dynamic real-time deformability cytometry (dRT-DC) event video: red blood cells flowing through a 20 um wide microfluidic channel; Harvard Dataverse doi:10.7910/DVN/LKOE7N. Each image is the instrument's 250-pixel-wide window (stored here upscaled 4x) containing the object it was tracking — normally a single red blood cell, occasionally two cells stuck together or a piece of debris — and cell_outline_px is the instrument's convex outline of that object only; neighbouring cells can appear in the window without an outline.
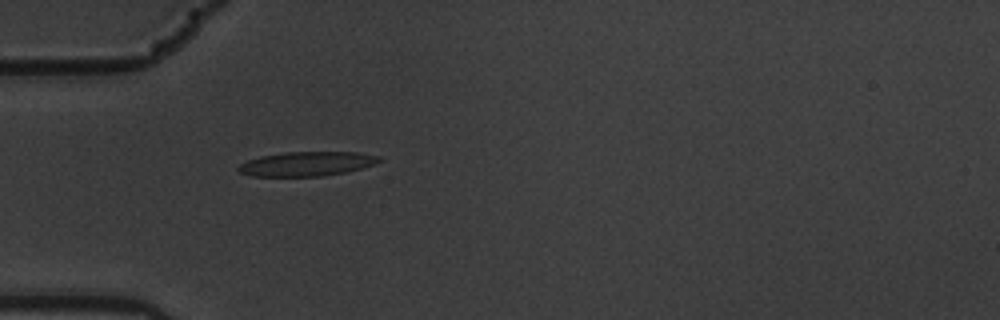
{"species": "common noctule bat (a hibernating species)", "species_latin": "Nyctalus noctula", "temperature_condition": "warm", "stored_images_in_passage": 1, "camera_frame_rate_fps": 3000, "um_per_image_px": 0.085, "animal": {"sex": "male", "body_mass_g": 19.5, "forearm_length_mm": 54.6}, "frame": {"image": 1, "passage_image": 1, "time_ms": 0.0, "image_size_px": [1000, 320], "cell_outline_px": [[380, 160], [372, 164], [360, 168], [344, 172], [324, 176], [252, 176], [240, 172], [236, 168], [240, 164], [248, 160], [260, 156], [284, 152], [356, 152], [380, 156]], "centroid_in_image_um": [26.02, 13.92], "position_along_channel_um": 59.0, "area_um2": 19.77}}